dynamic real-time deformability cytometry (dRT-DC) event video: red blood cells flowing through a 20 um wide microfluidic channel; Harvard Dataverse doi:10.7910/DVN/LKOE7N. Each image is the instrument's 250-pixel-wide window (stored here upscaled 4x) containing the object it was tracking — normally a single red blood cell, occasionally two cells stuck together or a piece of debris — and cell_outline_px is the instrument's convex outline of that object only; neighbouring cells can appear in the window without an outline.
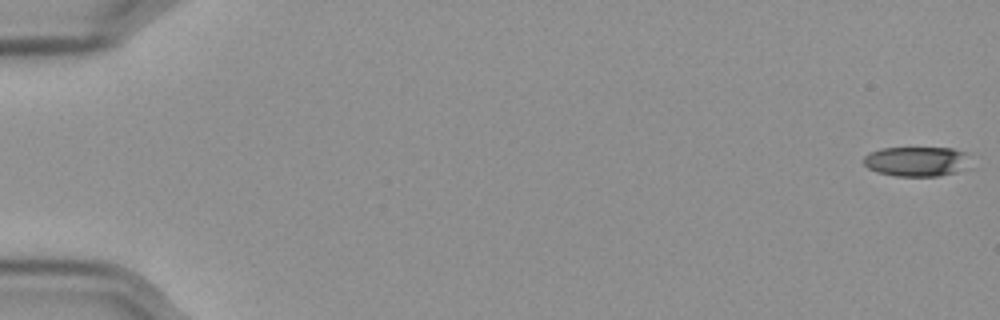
{"species": "Egyptian fruit bat (a non-hibernating species)", "species_latin": "Rousettus aegyptiacus", "temperature_condition": "cold", "stored_images_in_passage": 55, "camera_frame_rate_fps": 3000, "um_per_image_px": 0.085, "frame": {"image": 1, "passage_image": 1, "time_ms": 0.0, "image_size_px": [1000, 320], "cell_outline_px": [[964, 168], [956, 172], [940, 176], [896, 176], [876, 172], [868, 168], [864, 164], [864, 156], [868, 152], [880, 148], [952, 148], [964, 152]], "centroid_in_image_um": [77.79, 13.72], "position_along_channel_um": 7.2, "area_um2": 18.21}}
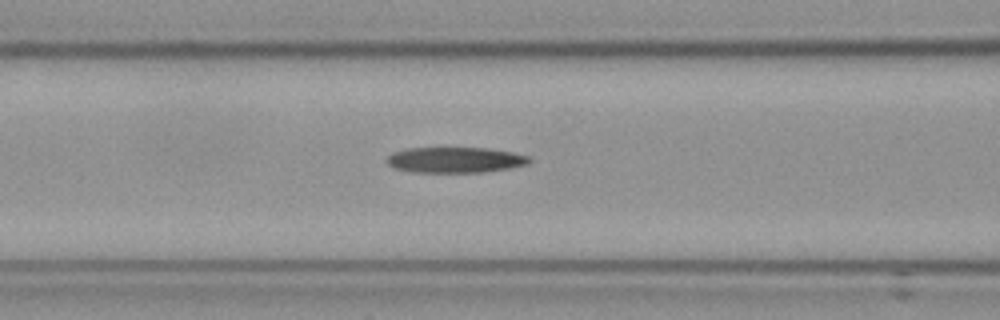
{"frame": {"image": 2, "passage_image": 25, "time_ms": 8.0, "image_size_px": [1000, 320], "cell_outline_px": [[532, 160], [528, 164], [508, 168], [484, 172], [412, 172], [392, 168], [384, 160], [392, 152], [408, 148], [488, 148], [512, 152], [528, 156]], "centroid_in_image_um": [38.64, 13.59], "position_along_channel_um": 128.0, "area_um2": 21.39}}
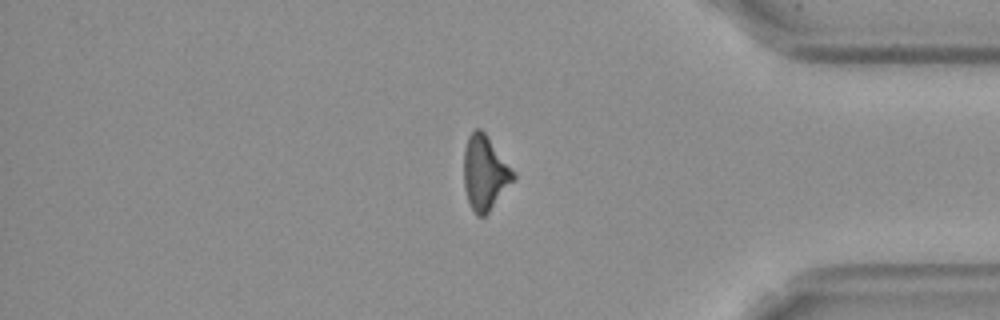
{"frame": {"image": 3, "passage_image": 49, "time_ms": 16.0, "image_size_px": [1000, 320], "cell_outline_px": [[516, 176], [488, 212], [484, 216], [476, 216], [468, 200], [464, 188], [464, 148], [468, 136], [476, 128], [480, 128], [488, 136], [516, 172]], "centroid_in_image_um": [41.21, 14.66], "position_along_channel_um": 394.0, "area_um2": 21.33}}